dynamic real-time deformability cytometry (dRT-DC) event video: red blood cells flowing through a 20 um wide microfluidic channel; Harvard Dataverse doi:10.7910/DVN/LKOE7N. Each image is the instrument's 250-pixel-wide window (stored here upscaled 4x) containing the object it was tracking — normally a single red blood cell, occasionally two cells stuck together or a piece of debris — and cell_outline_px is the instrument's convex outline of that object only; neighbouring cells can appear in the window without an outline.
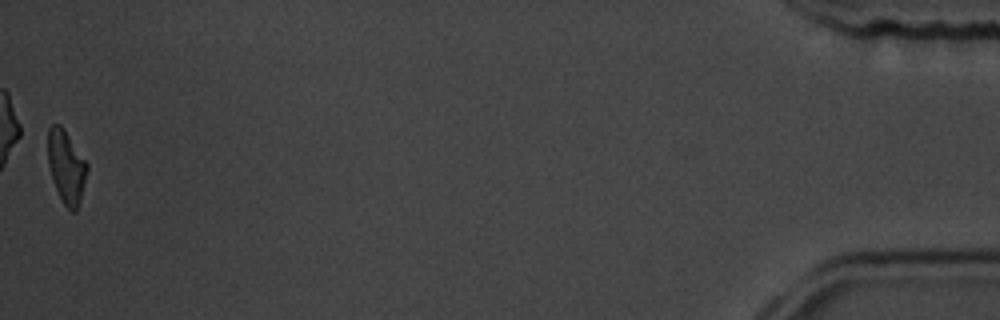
{"species": "common noctule bat (a hibernating species)", "species_latin": "Nyctalus noctula", "temperature_condition": "room temperature", "stored_images_in_passage": 52, "camera_frame_rate_fps": 3000, "um_per_image_px": 0.085, "animal": {"sex": "male", "body_mass_g": 19.5, "forearm_length_mm": 54.6}, "frame": {"image": 1, "passage_image": 52, "time_ms": 17.0, "image_size_px": [1000, 320], "cell_outline_px": [[88, 168], [80, 200], [76, 212], [72, 212], [64, 204], [56, 188], [48, 164], [48, 128], [52, 124], [60, 124], [64, 128], [88, 164]], "centroid_in_image_um": [5.64, 14.14], "position_along_channel_um": 429.6, "area_um2": 16.47}, "authors_computed_cell_mechanics": {"area_um2": 17.8891, "velocity_mm_per_s": 3.8414, "shape_relaxation_time_tau1_ms": 3.9086, "shape_relaxation_time_tau2_ms": null, "deformation_change_tau1": 0.1517, "deformation_change_tau2": null}}